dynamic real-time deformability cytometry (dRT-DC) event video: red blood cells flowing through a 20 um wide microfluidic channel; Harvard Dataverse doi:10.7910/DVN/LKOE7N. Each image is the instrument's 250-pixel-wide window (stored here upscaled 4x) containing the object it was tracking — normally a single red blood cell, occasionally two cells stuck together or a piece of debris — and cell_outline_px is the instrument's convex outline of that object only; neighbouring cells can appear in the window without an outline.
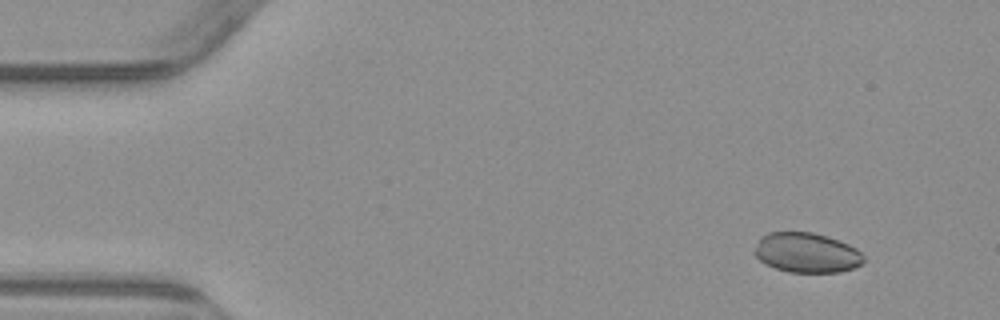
{"species": "common noctule bat (a hibernating species)", "species_latin": "Nyctalus noctula", "temperature_condition": "warm", "stored_images_in_passage": 6, "segment_of_instrument_passage": [1, 2], "camera_frame_rate_fps": 3000, "um_per_image_px": 0.085, "animal": {"sex": "male", "body_mass_g": 23.1, "forearm_length_mm": 52.7}, "frame": {"image": 1, "passage_image": 2, "time_ms": 1.0, "image_size_px": [1000, 320], "cell_outline_px": [[864, 260], [860, 264], [852, 268], [840, 272], [788, 272], [764, 264], [752, 252], [760, 236], [768, 232], [812, 232], [828, 236], [848, 244], [856, 248], [864, 256]], "centroid_in_image_um": [68.52, 21.47], "position_along_channel_um": 16.5, "area_um2": 25.49}}
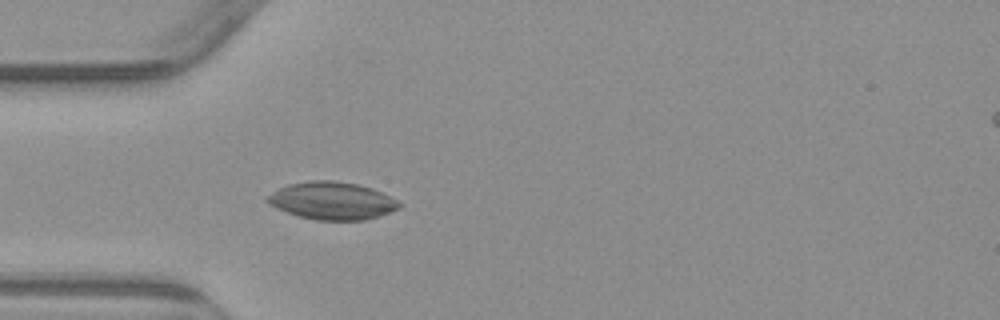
{"frame": {"image": 2, "passage_image": 5, "time_ms": 4.667, "image_size_px": [1000, 320], "cell_outline_px": [[400, 208], [364, 220], [316, 220], [300, 216], [288, 212], [268, 204], [264, 200], [268, 196], [280, 188], [288, 184], [312, 180], [336, 180], [360, 184], [372, 188], [396, 200], [400, 204]], "centroid_in_image_um": [28.21, 17.05], "position_along_channel_um": 56.8, "area_um2": 28.55}}